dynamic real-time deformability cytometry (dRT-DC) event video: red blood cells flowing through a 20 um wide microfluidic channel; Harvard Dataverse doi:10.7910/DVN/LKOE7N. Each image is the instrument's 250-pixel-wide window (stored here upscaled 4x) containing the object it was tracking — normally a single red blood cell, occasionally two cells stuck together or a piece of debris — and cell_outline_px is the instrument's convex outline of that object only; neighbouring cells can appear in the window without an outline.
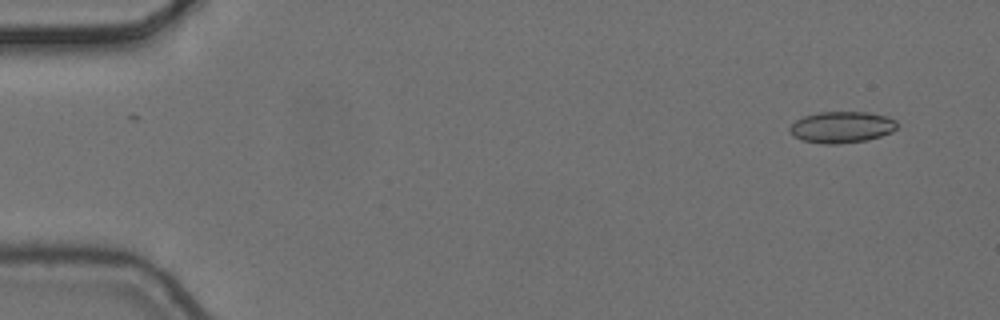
{"species": "common noctule bat (a hibernating species)", "species_latin": "Nyctalus noctula", "temperature_condition": "cold", "stored_images_in_passage": 5, "camera_frame_rate_fps": 3000, "um_per_image_px": 0.085, "animal": {"sex": "female", "body_mass_g": 24.6, "forearm_length_mm": 56.2}, "frame": {"image": 1, "passage_image": 1, "time_ms": 0.0, "image_size_px": [1000, 320], "cell_outline_px": [[896, 128], [892, 132], [868, 140], [836, 144], [824, 144], [800, 140], [788, 128], [796, 120], [804, 116], [820, 112], [868, 112], [888, 116], [896, 120]], "centroid_in_image_um": [71.57, 10.8], "position_along_channel_um": 13.4, "area_um2": 19.59}}